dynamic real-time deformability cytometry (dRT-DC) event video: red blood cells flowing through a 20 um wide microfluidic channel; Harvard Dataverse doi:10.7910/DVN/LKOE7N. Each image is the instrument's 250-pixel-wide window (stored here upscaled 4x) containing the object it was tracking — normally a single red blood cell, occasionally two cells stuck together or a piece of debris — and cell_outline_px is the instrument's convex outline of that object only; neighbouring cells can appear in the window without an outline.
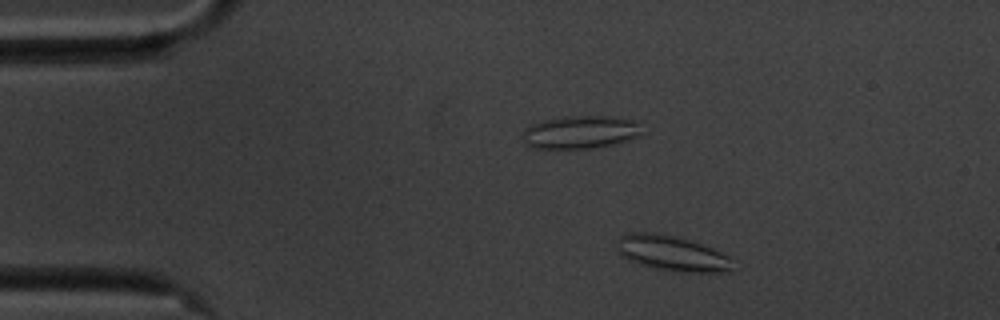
{"species": "common noctule bat (a hibernating species)", "species_latin": "Nyctalus noctula", "temperature_condition": "cold", "stored_images_in_passage": 54, "camera_frame_rate_fps": 3000, "um_per_image_px": 0.085, "animal": {"sex": "male", "body_mass_g": 20.1, "forearm_length_mm": 53.5}, "frame": {"image": 1, "passage_image": 6, "time_ms": 1.667, "image_size_px": [1000, 320], "cell_outline_px": [[744, 264], [728, 272], [672, 272], [640, 264], [628, 260], [620, 256], [616, 248], [616, 240], [620, 236], [632, 232], [656, 232], [680, 236], [712, 248], [732, 256]], "centroid_in_image_um": [57.24, 21.54], "position_along_channel_um": 27.8, "area_um2": 25.03}}
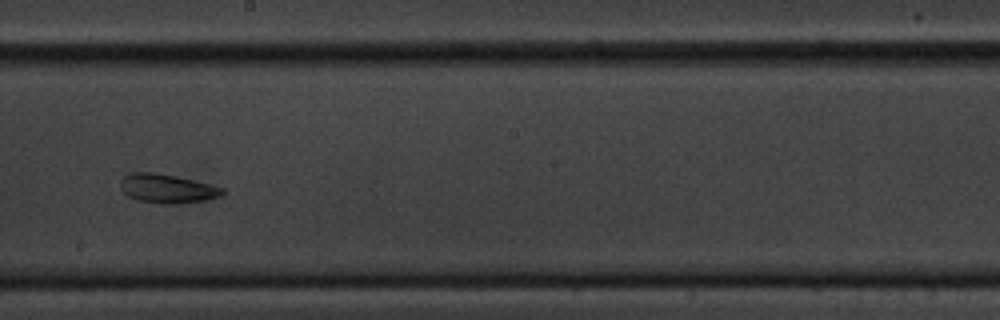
{"frame": {"image": 2, "passage_image": 29, "time_ms": 9.333, "image_size_px": [1000, 320], "cell_outline_px": [[224, 192], [220, 196], [204, 200], [180, 204], [160, 204], [140, 200], [128, 196], [120, 188], [120, 180], [124, 176], [132, 172], [152, 172], [212, 184], [224, 188]], "centroid_in_image_um": [14.2, 16.04], "position_along_channel_um": 234.0, "area_um2": 17.11}}
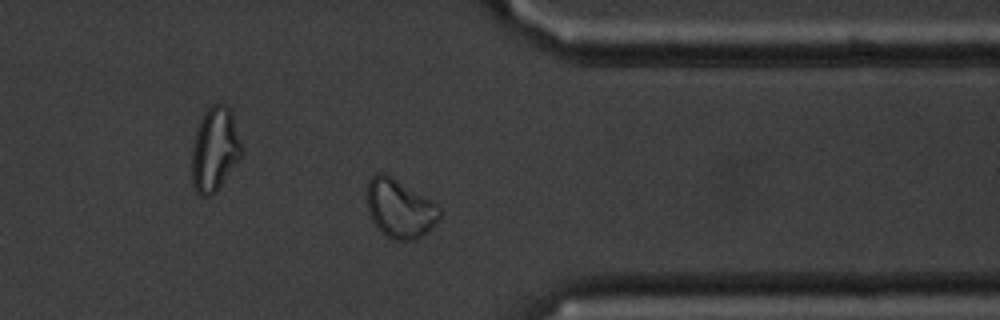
{"frame": {"image": 3, "passage_image": 42, "time_ms": 13.667, "image_size_px": [1000, 320], "cell_outline_px": [[440, 220], [428, 232], [412, 240], [392, 240], [372, 220], [368, 212], [364, 192], [368, 180], [376, 172], [384, 172], [392, 176], [432, 200], [440, 208]], "centroid_in_image_um": [33.96, 17.68], "position_along_channel_um": 377.4, "area_um2": 25.2}, "authors_computed_cell_mechanics": {"area_um2": 20.8947, "velocity_mm_per_s": 3.4488, "shape_relaxation_time_tau1_ms": null, "shape_relaxation_time_tau2_ms": 3.892, "deformation_change_tau1": null, "deformation_change_tau2": 0.1129}}